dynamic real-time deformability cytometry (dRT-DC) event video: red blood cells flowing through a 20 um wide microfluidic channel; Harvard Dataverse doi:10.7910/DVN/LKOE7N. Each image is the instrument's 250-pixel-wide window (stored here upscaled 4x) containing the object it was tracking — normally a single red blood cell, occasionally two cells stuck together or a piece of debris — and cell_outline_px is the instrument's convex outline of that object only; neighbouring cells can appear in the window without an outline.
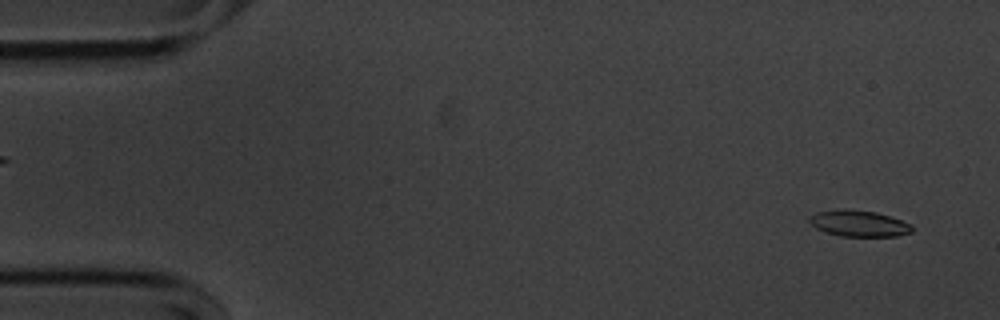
{"species": "common noctule bat (a hibernating species)", "species_latin": "Nyctalus noctula", "temperature_condition": "cold", "stored_images_in_passage": 55, "segment_of_instrument_passage": [1, 2], "camera_frame_rate_fps": 3000, "um_per_image_px": 0.085, "animal": {"sex": "male", "body_mass_g": 20.1, "forearm_length_mm": 53.5}, "frame": {"image": 1, "passage_image": 2, "time_ms": 0.333, "image_size_px": [1000, 320], "cell_outline_px": [[912, 232], [896, 236], [840, 236], [824, 232], [816, 228], [808, 220], [808, 216], [816, 212], [840, 208], [848, 208], [876, 212], [912, 224]], "centroid_in_image_um": [72.95, 18.98], "position_along_channel_um": 12.0, "area_um2": 15.84}}
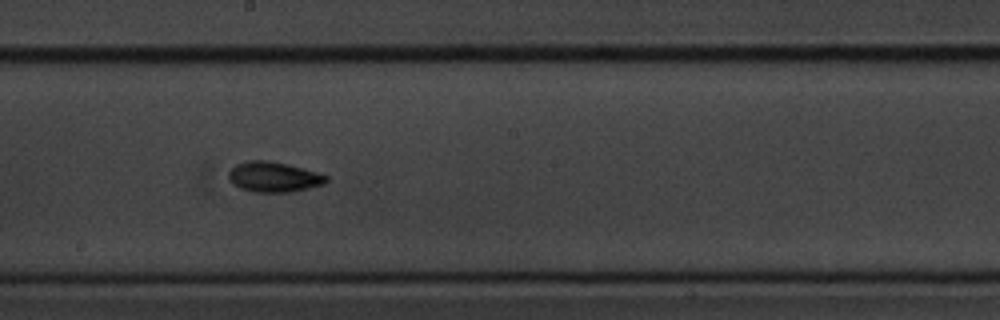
{"frame": {"image": 2, "passage_image": 29, "time_ms": 9.333, "image_size_px": [1000, 320], "cell_outline_px": [[328, 180], [324, 184], [292, 192], [256, 192], [240, 188], [232, 184], [228, 180], [228, 172], [236, 164], [248, 160], [268, 160], [288, 164], [304, 168], [328, 176]], "centroid_in_image_um": [23.25, 15.03], "position_along_channel_um": 225.0, "area_um2": 17.34}}
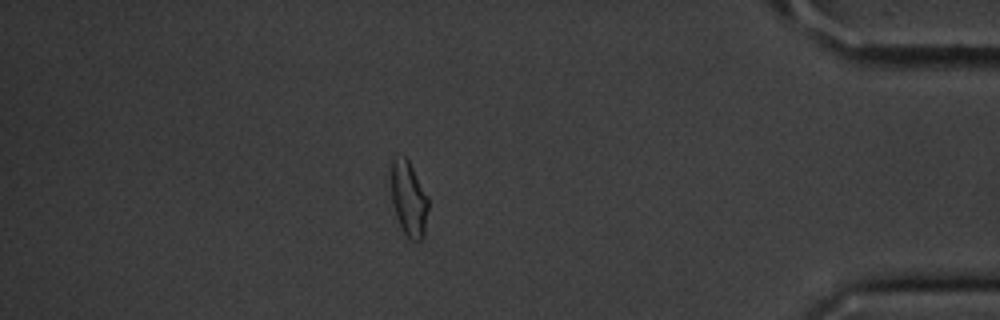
{"frame": {"image": 3, "passage_image": 47, "time_ms": 15.333, "image_size_px": [1000, 320], "cell_outline_px": [[428, 208], [424, 236], [420, 240], [412, 240], [404, 232], [396, 216], [392, 200], [388, 168], [392, 160], [396, 156], [404, 156], [408, 160], [428, 196]], "centroid_in_image_um": [34.71, 16.83], "position_along_channel_um": 400.5, "area_um2": 16.47}}